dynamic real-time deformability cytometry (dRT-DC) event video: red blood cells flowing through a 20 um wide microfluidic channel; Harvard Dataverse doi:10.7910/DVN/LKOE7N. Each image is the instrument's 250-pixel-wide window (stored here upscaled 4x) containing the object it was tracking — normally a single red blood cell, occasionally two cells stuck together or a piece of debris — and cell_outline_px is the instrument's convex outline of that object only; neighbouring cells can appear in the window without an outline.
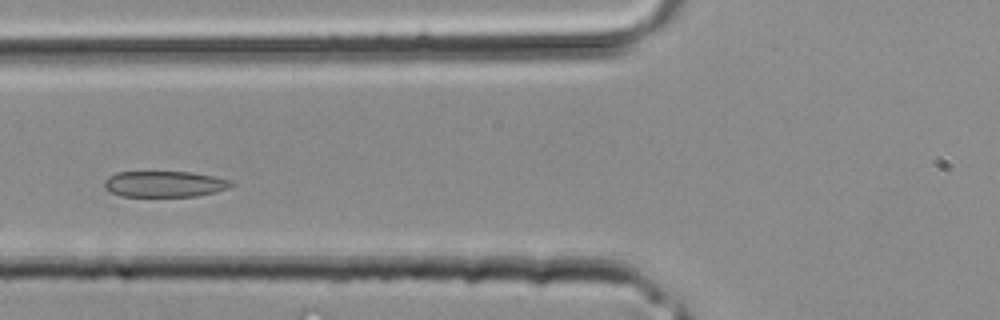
{"species": "common noctule bat (a hibernating species)", "species_latin": "Nyctalus noctula", "temperature_condition": "room temperature", "stored_images_in_passage": 29, "camera_frame_rate_fps": 3000, "um_per_image_px": 0.085, "animal": {"sex": "male", "body_mass_g": 20.4}, "frame": {"image": 1, "passage_image": 9, "time_ms": 2.667, "image_size_px": [1000, 320], "cell_outline_px": [[236, 184], [228, 188], [216, 192], [196, 196], [120, 196], [104, 188], [104, 180], [108, 176], [116, 172], [192, 172], [216, 176], [232, 180]], "centroid_in_image_um": [14.02, 15.63], "position_along_channel_um": 111.8, "area_um2": 19.42}}
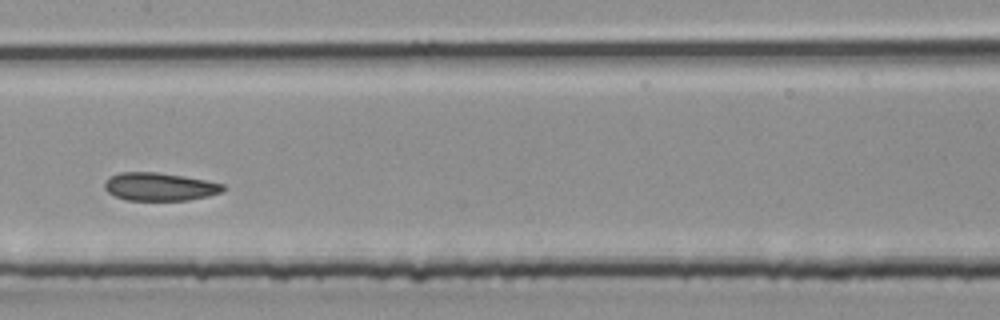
{"frame": {"image": 2, "passage_image": 13, "time_ms": 4.0, "image_size_px": [1000, 320], "cell_outline_px": [[228, 188], [224, 192], [208, 196], [188, 200], [128, 200], [116, 196], [108, 192], [104, 188], [104, 184], [112, 176], [120, 172], [156, 172], [204, 180], [224, 184]], "centroid_in_image_um": [13.62, 15.88], "position_along_channel_um": 193.8, "area_um2": 19.19}}
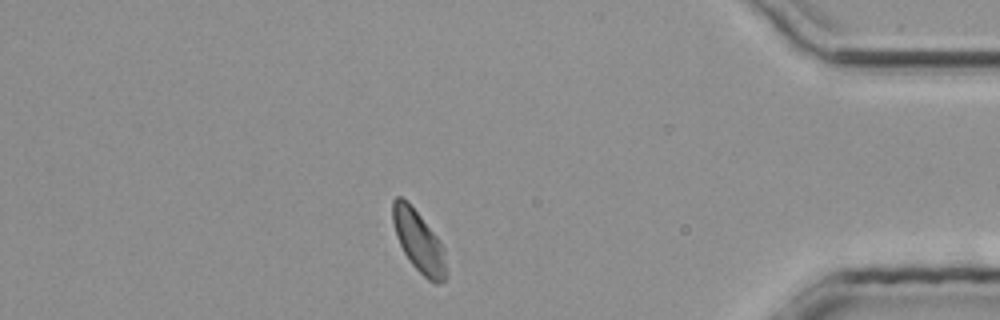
{"frame": {"image": 3, "passage_image": 25, "time_ms": 8.0, "image_size_px": [1000, 320], "cell_outline_px": [[448, 272], [444, 280], [440, 284], [436, 284], [428, 280], [412, 264], [404, 252], [396, 236], [392, 220], [392, 200], [396, 196], [400, 196], [408, 200], [440, 240], [444, 248]], "centroid_in_image_um": [35.61, 20.5], "position_along_channel_um": 399.6, "area_um2": 19.42}}